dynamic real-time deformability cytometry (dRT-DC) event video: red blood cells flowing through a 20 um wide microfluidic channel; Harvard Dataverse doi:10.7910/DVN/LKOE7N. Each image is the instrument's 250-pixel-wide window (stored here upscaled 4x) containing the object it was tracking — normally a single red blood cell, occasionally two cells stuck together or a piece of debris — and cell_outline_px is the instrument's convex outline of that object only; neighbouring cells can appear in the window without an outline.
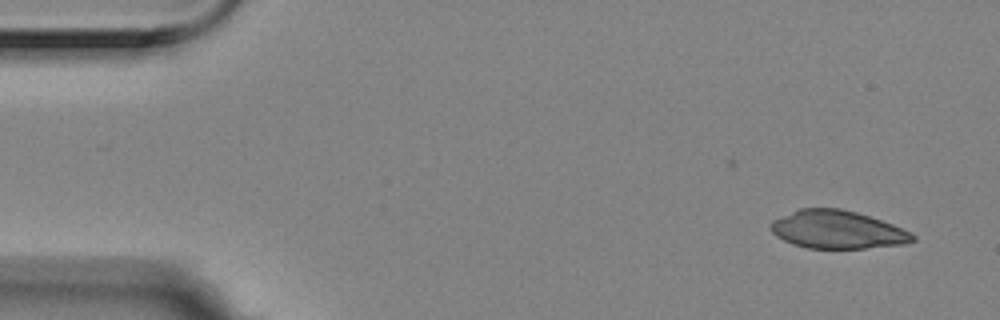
{"species": "Egyptian fruit bat (a non-hibernating species)", "species_latin": "Rousettus aegyptiacus", "temperature_condition": "room temperature", "stored_images_in_passage": 4, "camera_frame_rate_fps": 3000, "um_per_image_px": 0.085, "animal": {"sex": "female"}, "frame": {"image": 1, "passage_image": 1, "time_ms": 0.0, "image_size_px": [1000, 320], "cell_outline_px": [[916, 240], [904, 244], [864, 248], [808, 248], [792, 244], [776, 236], [768, 228], [768, 224], [772, 220], [800, 208], [840, 208], [856, 212], [892, 224], [912, 232], [916, 236]], "centroid_in_image_um": [71.15, 19.52], "position_along_channel_um": 13.8, "area_um2": 31.5}}